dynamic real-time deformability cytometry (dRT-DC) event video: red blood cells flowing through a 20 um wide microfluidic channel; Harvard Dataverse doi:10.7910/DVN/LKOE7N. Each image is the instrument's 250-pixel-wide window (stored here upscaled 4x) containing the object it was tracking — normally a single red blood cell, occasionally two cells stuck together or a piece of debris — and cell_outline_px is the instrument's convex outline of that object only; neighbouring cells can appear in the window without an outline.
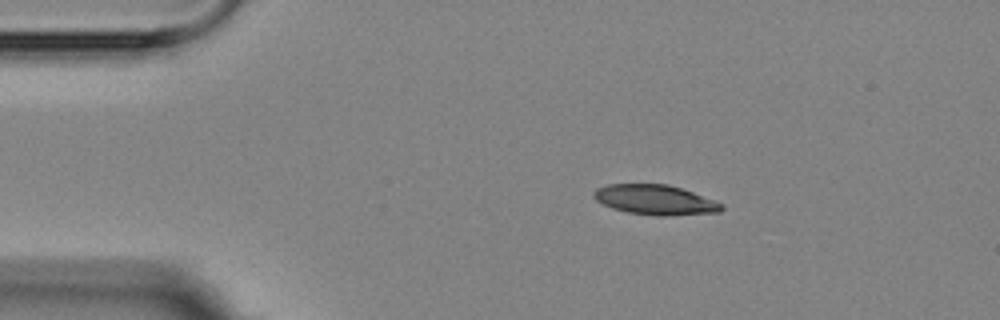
{"species": "Egyptian fruit bat (a non-hibernating species)", "species_latin": "Rousettus aegyptiacus", "temperature_condition": "room temperature", "stored_images_in_passage": 3, "camera_frame_rate_fps": 3000, "um_per_image_px": 0.085, "animal": {"sex": "female"}, "frame": {"image": 1, "passage_image": 1, "time_ms": 0.0, "image_size_px": [1000, 320], "cell_outline_px": [[724, 208], [720, 212], [668, 216], [660, 216], [628, 212], [612, 208], [596, 200], [592, 196], [592, 192], [596, 188], [608, 184], [668, 184], [716, 200], [724, 204]], "centroid_in_image_um": [55.7, 16.98], "position_along_channel_um": 29.3, "area_um2": 22.37}}